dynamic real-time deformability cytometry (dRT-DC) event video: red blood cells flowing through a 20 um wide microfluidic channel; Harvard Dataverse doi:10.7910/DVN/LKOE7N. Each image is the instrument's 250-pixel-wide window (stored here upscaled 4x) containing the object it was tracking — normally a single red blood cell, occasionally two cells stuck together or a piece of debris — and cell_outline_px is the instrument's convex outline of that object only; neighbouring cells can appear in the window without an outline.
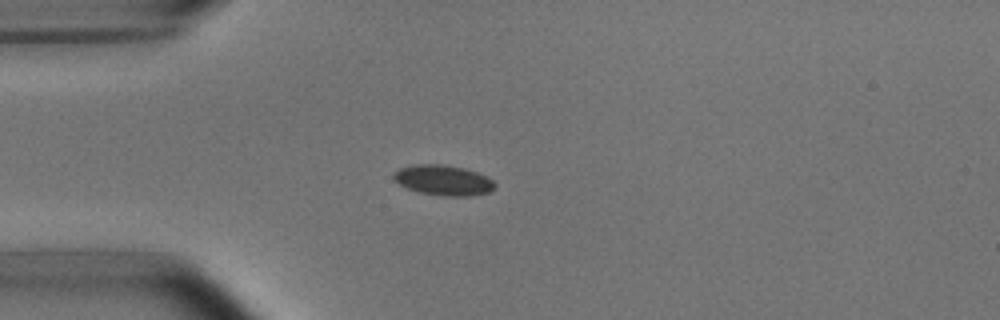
{"species": "common noctule bat (a hibernating species)", "species_latin": "Nyctalus noctula", "temperature_condition": "room temperature", "stored_images_in_passage": 4, "camera_frame_rate_fps": 3000, "um_per_image_px": 0.085, "animal": {"sex": "male", "body_mass_g": 15.6}, "frame": {"image": 1, "passage_image": 3, "time_ms": 0.667, "image_size_px": [1000, 320], "cell_outline_px": [[496, 188], [488, 192], [472, 196], [440, 196], [420, 192], [408, 188], [400, 184], [392, 176], [400, 168], [416, 164], [440, 164], [464, 168], [476, 172], [492, 180], [496, 184]], "centroid_in_image_um": [37.71, 15.33], "position_along_channel_um": 47.3, "area_um2": 17.69}}